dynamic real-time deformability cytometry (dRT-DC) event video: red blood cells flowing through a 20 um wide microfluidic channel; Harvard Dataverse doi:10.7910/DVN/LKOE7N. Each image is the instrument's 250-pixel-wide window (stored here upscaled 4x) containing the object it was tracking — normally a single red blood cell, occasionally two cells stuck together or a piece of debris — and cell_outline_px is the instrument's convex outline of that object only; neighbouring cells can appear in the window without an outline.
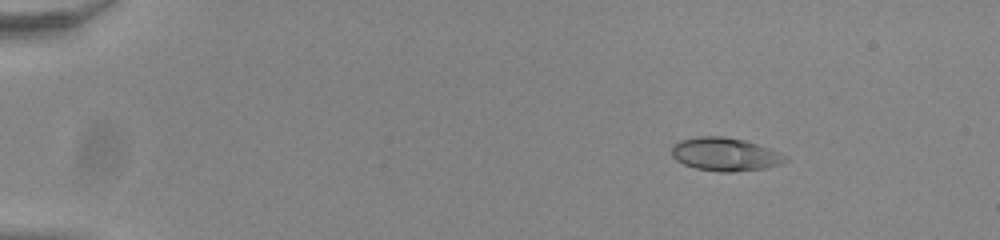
{"species": "common noctule bat (a hibernating species)", "species_latin": "Nyctalus noctula", "temperature_condition": "room temperature", "stored_images_in_passage": 49, "camera_frame_rate_fps": 3000, "um_per_image_px": 0.085, "animal": {"sex": "male", "body_mass_g": 20.0, "forearm_length_mm": 53.3}, "frame": {"image": 1, "passage_image": 3, "time_ms": 0.667, "image_size_px": [1000, 240], "cell_outline_px": [[748, 168], [700, 168], [688, 164], [680, 160], [676, 156], [676, 148], [680, 144], [688, 140], [736, 140], [748, 144]], "centroid_in_image_um": [60.69, 13.07], "position_along_channel_um": 24.3, "area_um2": 13.29}}
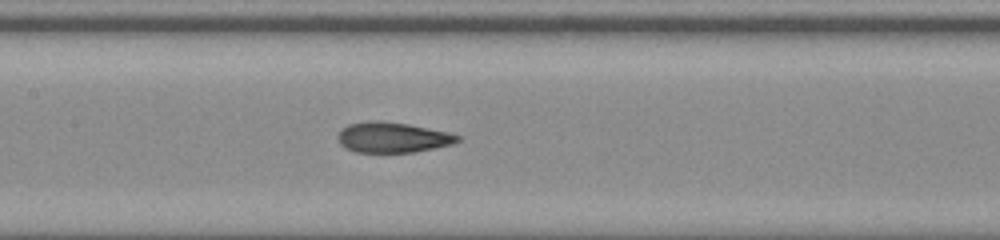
{"frame": {"image": 2, "passage_image": 23, "time_ms": 7.333, "image_size_px": [1000, 240], "cell_outline_px": [[456, 140], [444, 144], [404, 152], [364, 152], [352, 148], [344, 144], [340, 136], [348, 128], [356, 124], [400, 124], [440, 132], [456, 136]], "centroid_in_image_um": [33.35, 11.73], "position_along_channel_um": 174.0, "area_um2": 17.69}}
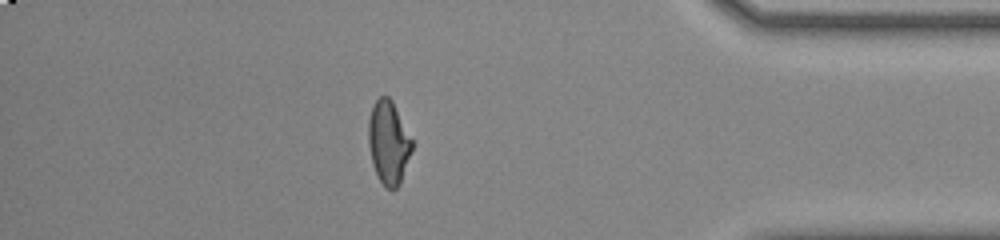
{"frame": {"image": 3, "passage_image": 43, "time_ms": 14.0, "image_size_px": [1000, 240], "cell_outline_px": [[412, 148], [400, 180], [392, 188], [388, 188], [380, 180], [376, 172], [372, 156], [372, 108], [376, 100], [380, 96], [384, 96], [392, 104], [412, 140]], "centroid_in_image_um": [33.08, 12.13], "position_along_channel_um": 402.1, "area_um2": 18.73}, "authors_computed_cell_mechanics": {"area_um2": 17.6868, "velocity_mm_per_s": 3.8655, "shape_relaxation_time_tau1_ms": null, "shape_relaxation_time_tau2_ms": 1.7498, "deformation_change_tau1": null, "deformation_change_tau2": 0.0907}}